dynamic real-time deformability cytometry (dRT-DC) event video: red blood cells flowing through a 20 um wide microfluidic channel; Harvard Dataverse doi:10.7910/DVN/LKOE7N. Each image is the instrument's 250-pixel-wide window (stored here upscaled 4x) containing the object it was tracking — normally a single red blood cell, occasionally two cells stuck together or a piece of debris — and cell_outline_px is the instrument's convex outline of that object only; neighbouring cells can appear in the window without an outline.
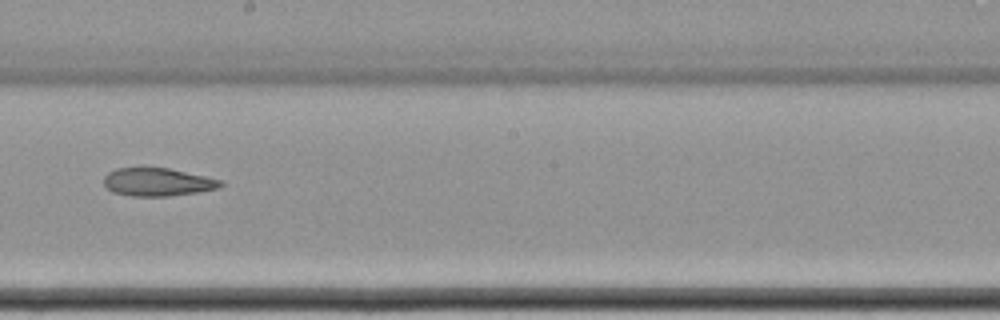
{"species": "common noctule bat (a hibernating species)", "species_latin": "Nyctalus noctula", "temperature_condition": "cold", "stored_images_in_passage": 11, "camera_frame_rate_fps": 3000, "um_per_image_px": 0.085, "animal": {"sex": "female", "body_mass_g": 22.7, "forearm_length_mm": 54.2}, "frame": {"image": 1, "passage_image": 10, "time_ms": 12.0, "image_size_px": [1000, 320], "cell_outline_px": [[224, 184], [220, 188], [196, 192], [168, 196], [132, 196], [112, 192], [104, 184], [104, 176], [108, 172], [116, 168], [168, 168], [224, 180]], "centroid_in_image_um": [13.41, 15.47], "position_along_channel_um": 234.8, "area_um2": 19.07}}
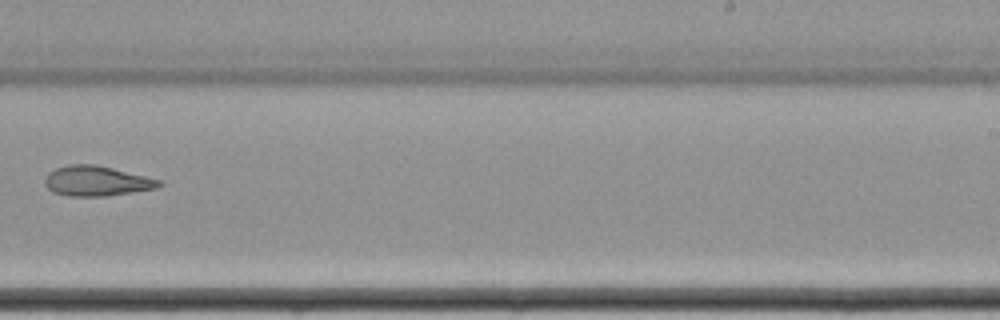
{"frame": {"image": 2, "passage_image": 11, "time_ms": 13.333, "image_size_px": [1000, 320], "cell_outline_px": [[164, 184], [156, 188], [132, 192], [104, 196], [68, 196], [52, 192], [44, 184], [44, 180], [48, 172], [56, 168], [68, 164], [92, 164], [112, 168], [160, 180]], "centroid_in_image_um": [8.16, 15.39], "position_along_channel_um": 280.8, "area_um2": 19.88}}